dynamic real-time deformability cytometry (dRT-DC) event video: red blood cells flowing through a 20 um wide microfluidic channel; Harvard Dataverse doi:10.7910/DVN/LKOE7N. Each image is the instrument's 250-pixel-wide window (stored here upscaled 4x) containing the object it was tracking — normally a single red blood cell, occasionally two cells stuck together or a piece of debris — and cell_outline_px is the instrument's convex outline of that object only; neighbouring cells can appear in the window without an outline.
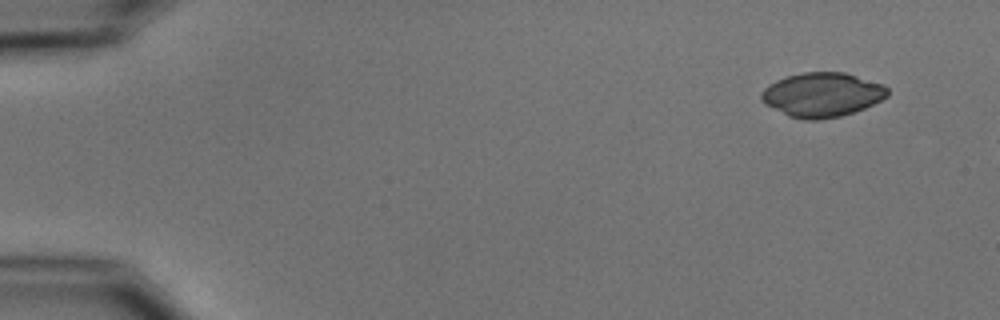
{"species": "common noctule bat (a hibernating species)", "species_latin": "Nyctalus noctula", "temperature_condition": "cold", "stored_images_in_passage": 3, "camera_frame_rate_fps": 3000, "um_per_image_px": 0.085, "animal": {"sex": "male", "body_mass_g": 15.6}, "frame": {"image": 1, "passage_image": 1, "time_ms": 0.0, "image_size_px": [1000, 320], "cell_outline_px": [[888, 96], [864, 108], [840, 116], [820, 120], [804, 120], [788, 116], [764, 104], [760, 100], [760, 96], [764, 88], [768, 84], [784, 76], [804, 72], [844, 72], [884, 84], [888, 88]], "centroid_in_image_um": [69.84, 8.05], "position_along_channel_um": 15.2, "area_um2": 32.77}}